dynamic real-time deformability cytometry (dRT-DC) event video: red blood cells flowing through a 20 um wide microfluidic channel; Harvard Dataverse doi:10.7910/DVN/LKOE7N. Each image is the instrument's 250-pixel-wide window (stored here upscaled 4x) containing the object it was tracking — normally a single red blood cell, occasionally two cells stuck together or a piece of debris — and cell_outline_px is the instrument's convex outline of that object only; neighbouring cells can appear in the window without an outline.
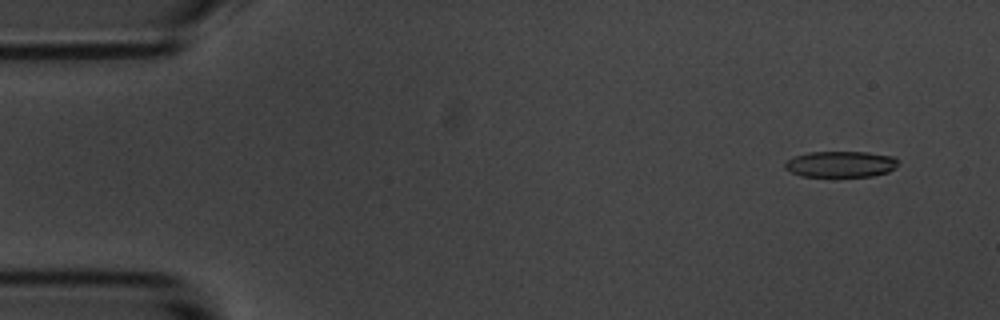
{"species": "common noctule bat (a hibernating species)", "species_latin": "Nyctalus noctula", "temperature_condition": "room temperature", "stored_images_in_passage": 56, "camera_frame_rate_fps": 3000, "um_per_image_px": 0.085, "animal": {"sex": "male", "body_mass_g": 20.1, "forearm_length_mm": 53.5}, "frame": {"image": 1, "passage_image": 4, "time_ms": 1.0, "image_size_px": [1000, 320], "cell_outline_px": [[900, 160], [888, 172], [872, 176], [800, 176], [784, 168], [784, 164], [792, 156], [808, 152], [868, 152], [896, 156]], "centroid_in_image_um": [71.45, 13.94], "position_along_channel_um": 13.5, "area_um2": 17.28}}
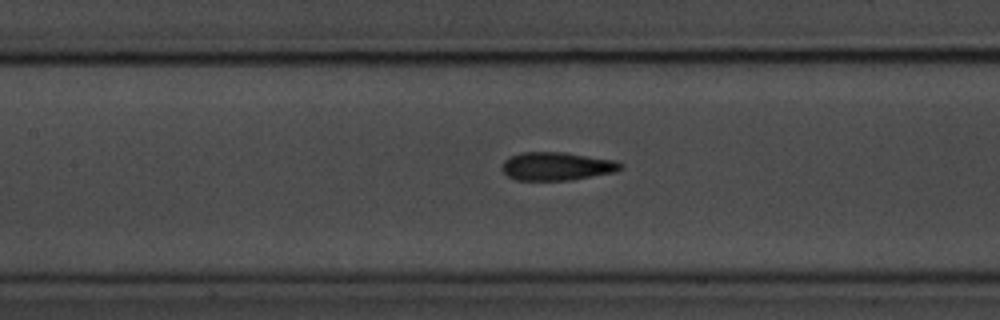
{"frame": {"image": 2, "passage_image": 25, "time_ms": 8.0, "image_size_px": [1000, 320], "cell_outline_px": [[620, 168], [616, 172], [568, 180], [516, 180], [508, 176], [504, 172], [504, 160], [520, 152], [564, 152], [616, 160], [620, 164]], "centroid_in_image_um": [47.33, 14.12], "position_along_channel_um": 160.1, "area_um2": 19.25}}
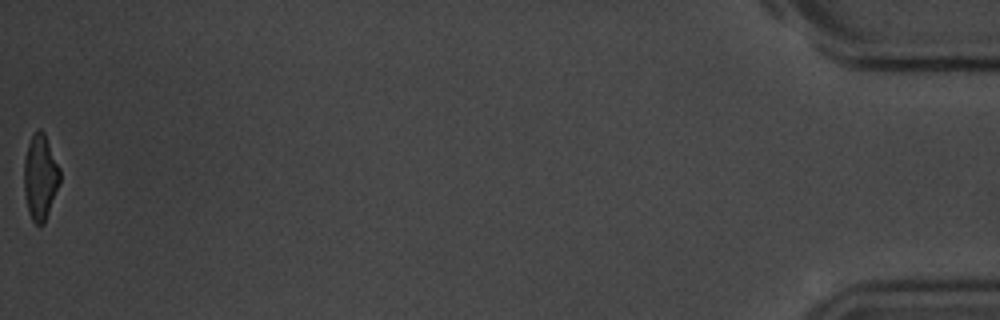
{"frame": {"image": 3, "passage_image": 56, "time_ms": 18.333, "image_size_px": [1000, 320], "cell_outline_px": [[60, 184], [44, 224], [36, 224], [32, 220], [28, 212], [24, 192], [24, 160], [28, 144], [36, 128], [40, 128], [44, 132], [60, 168]], "centroid_in_image_um": [3.43, 15.05], "position_along_channel_um": 431.8, "area_um2": 17.98}, "authors_computed_cell_mechanics": {"area_um2": 19.074, "velocity_mm_per_s": 3.6065, "shape_relaxation_time_tau1_ms": 3.1528, "shape_relaxation_time_tau2_ms": 1.6724, "deformation_change_tau1": 0.1337, "deformation_change_tau2": 0.1019}}